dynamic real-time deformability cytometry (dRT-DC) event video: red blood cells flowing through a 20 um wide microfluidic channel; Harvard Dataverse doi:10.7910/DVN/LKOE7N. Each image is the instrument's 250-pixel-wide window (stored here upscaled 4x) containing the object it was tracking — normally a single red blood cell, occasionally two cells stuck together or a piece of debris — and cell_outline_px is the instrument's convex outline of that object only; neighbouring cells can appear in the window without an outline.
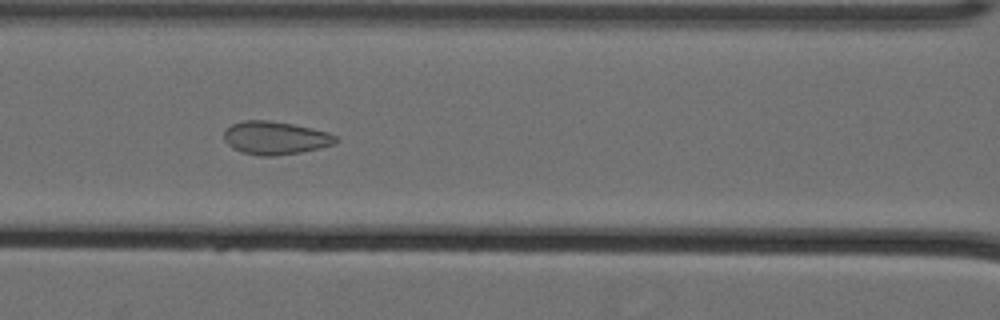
{"species": "Egyptian fruit bat (a non-hibernating species)", "species_latin": "Rousettus aegyptiacus", "temperature_condition": "cold", "stored_images_in_passage": 48, "camera_frame_rate_fps": 3000, "um_per_image_px": 0.085, "animal": {"sex": "female"}, "frame": {"image": 1, "passage_image": 17, "time_ms": 5.333, "image_size_px": [1000, 320], "cell_outline_px": [[340, 140], [336, 144], [320, 148], [300, 152], [272, 156], [256, 156], [240, 152], [232, 148], [224, 140], [224, 132], [232, 124], [244, 120], [268, 120], [292, 124], [312, 128], [328, 132], [336, 136]], "centroid_in_image_um": [23.41, 11.73], "position_along_channel_um": 143.2, "area_um2": 21.73}}
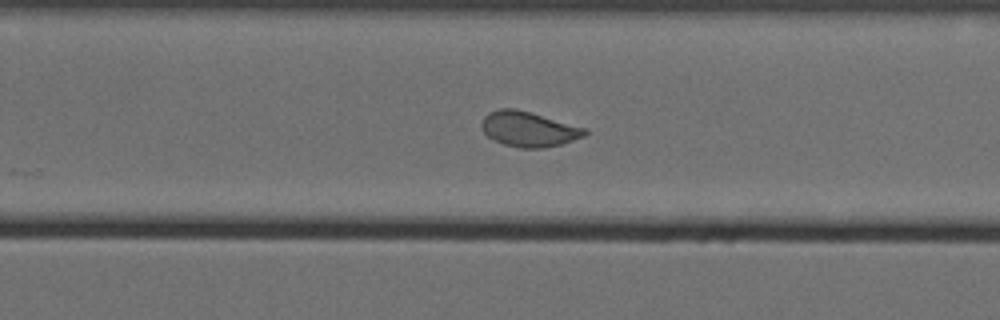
{"frame": {"image": 2, "passage_image": 29, "time_ms": 9.333, "image_size_px": [1000, 320], "cell_outline_px": [[588, 132], [584, 136], [564, 144], [540, 148], [520, 148], [504, 144], [488, 136], [484, 132], [480, 124], [484, 116], [488, 112], [500, 108], [516, 108], [532, 112], [588, 128]], "centroid_in_image_um": [44.97, 10.96], "position_along_channel_um": 284.8, "area_um2": 21.39}}
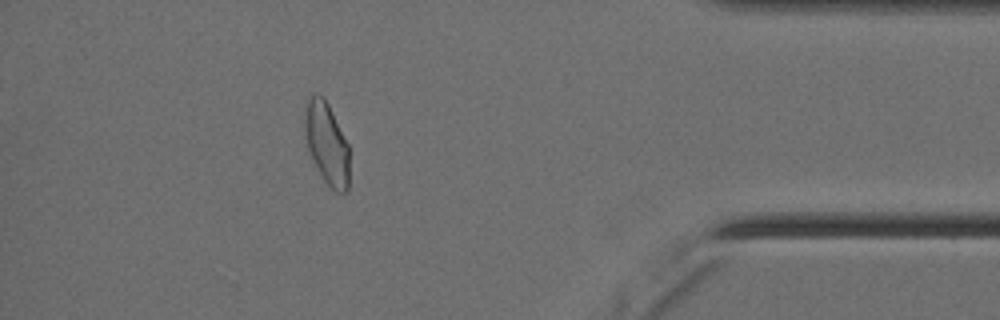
{"frame": {"image": 3, "passage_image": 42, "time_ms": 13.667, "image_size_px": [1000, 320], "cell_outline_px": [[348, 192], [336, 192], [324, 180], [312, 160], [304, 136], [304, 112], [308, 100], [316, 92], [324, 96], [348, 144]], "centroid_in_image_um": [27.75, 12.17], "position_along_channel_um": 407.5, "area_um2": 21.21}}